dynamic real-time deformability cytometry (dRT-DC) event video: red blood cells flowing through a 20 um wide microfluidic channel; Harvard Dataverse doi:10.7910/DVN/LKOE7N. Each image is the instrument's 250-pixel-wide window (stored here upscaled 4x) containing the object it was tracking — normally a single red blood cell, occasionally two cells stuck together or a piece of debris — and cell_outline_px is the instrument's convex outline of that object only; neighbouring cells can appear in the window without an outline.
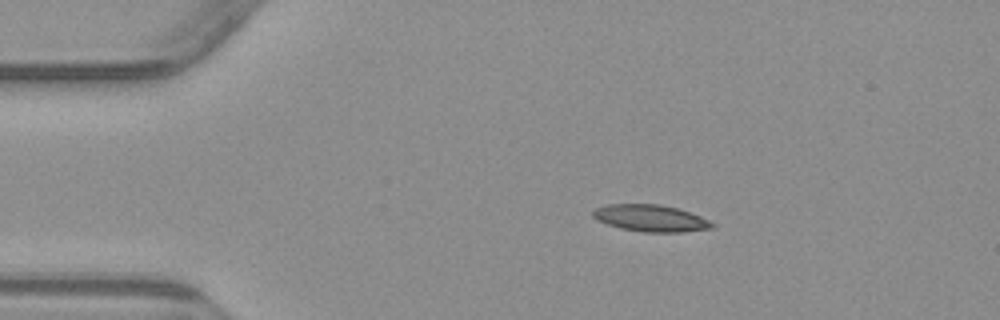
{"species": "common noctule bat (a hibernating species)", "species_latin": "Nyctalus noctula", "temperature_condition": "warm", "stored_images_in_passage": 5, "camera_frame_rate_fps": 3000, "um_per_image_px": 0.085, "animal": {"sex": "male", "body_mass_g": 23.1, "forearm_length_mm": 52.7}, "frame": {"image": 1, "passage_image": 2, "time_ms": 1.0, "image_size_px": [1000, 320], "cell_outline_px": [[716, 228], [680, 232], [644, 232], [620, 228], [596, 220], [592, 216], [592, 212], [596, 208], [608, 204], [660, 204], [676, 208], [700, 216], [716, 224]], "centroid_in_image_um": [55.31, 18.55], "position_along_channel_um": 29.7, "area_um2": 18.61}}
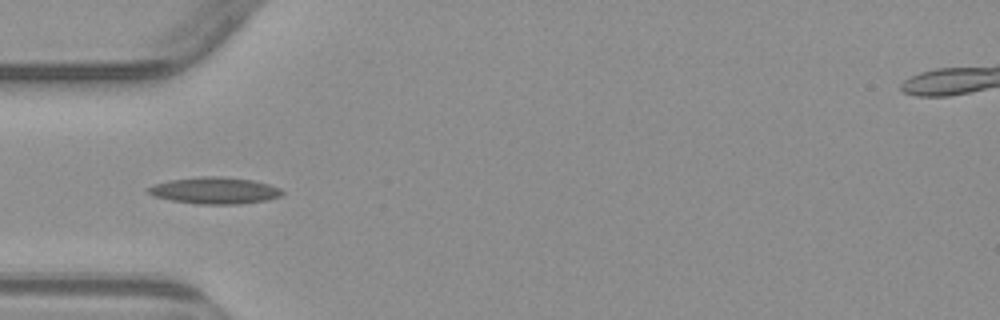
{"frame": {"image": 2, "passage_image": 4, "time_ms": 3.333, "image_size_px": [1000, 320], "cell_outline_px": [[284, 192], [280, 196], [268, 200], [240, 204], [200, 204], [172, 200], [156, 196], [148, 192], [148, 188], [152, 184], [168, 180], [200, 176], [220, 176], [252, 180], [268, 184], [280, 188]], "centroid_in_image_um": [18.26, 16.19], "position_along_channel_um": 66.7, "area_um2": 20.75}}
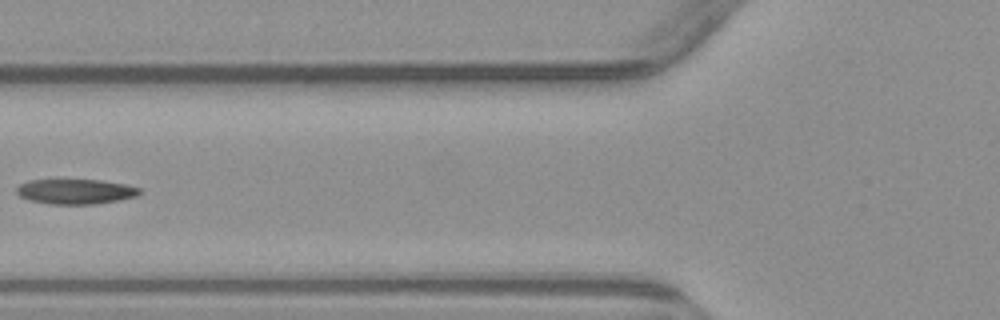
{"frame": {"image": 3, "passage_image": 5, "time_ms": 4.667, "image_size_px": [1000, 320], "cell_outline_px": [[144, 192], [136, 196], [96, 204], [48, 204], [32, 200], [20, 196], [16, 192], [16, 188], [20, 184], [28, 180], [100, 180], [124, 184], [140, 188]], "centroid_in_image_um": [6.43, 16.28], "position_along_channel_um": 119.4, "area_um2": 17.8}}